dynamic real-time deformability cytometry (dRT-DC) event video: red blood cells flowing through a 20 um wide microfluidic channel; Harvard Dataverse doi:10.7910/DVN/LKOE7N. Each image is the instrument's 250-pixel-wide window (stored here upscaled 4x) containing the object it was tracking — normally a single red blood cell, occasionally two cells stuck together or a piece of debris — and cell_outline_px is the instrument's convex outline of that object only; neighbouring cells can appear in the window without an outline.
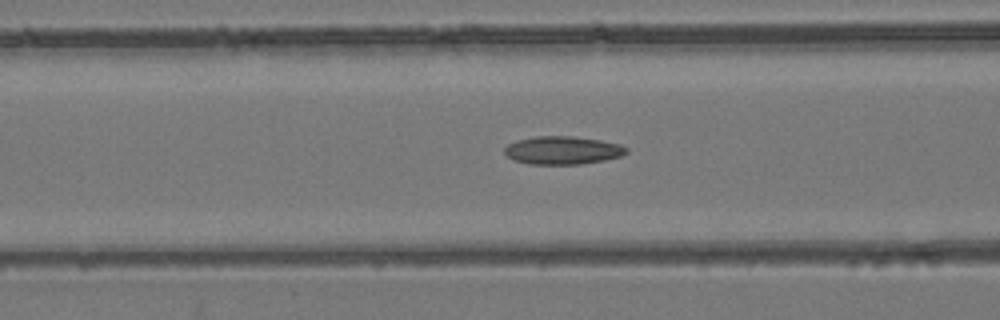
{"species": "common noctule bat (a hibernating species)", "species_latin": "Nyctalus noctula", "temperature_condition": "room temperature", "stored_images_in_passage": 55, "camera_frame_rate_fps": 3000, "um_per_image_px": 0.085, "animal": {"sex": "female", "body_mass_g": 24.6, "forearm_length_mm": 56.2}, "frame": {"image": 1, "passage_image": 22, "time_ms": 7.0, "image_size_px": [1000, 320], "cell_outline_px": [[628, 152], [620, 156], [604, 160], [580, 164], [528, 164], [512, 160], [504, 152], [504, 148], [508, 144], [516, 140], [536, 136], [572, 136], [600, 140], [620, 144], [628, 148]], "centroid_in_image_um": [47.8, 12.77], "position_along_channel_um": 118.8, "area_um2": 20.0}}
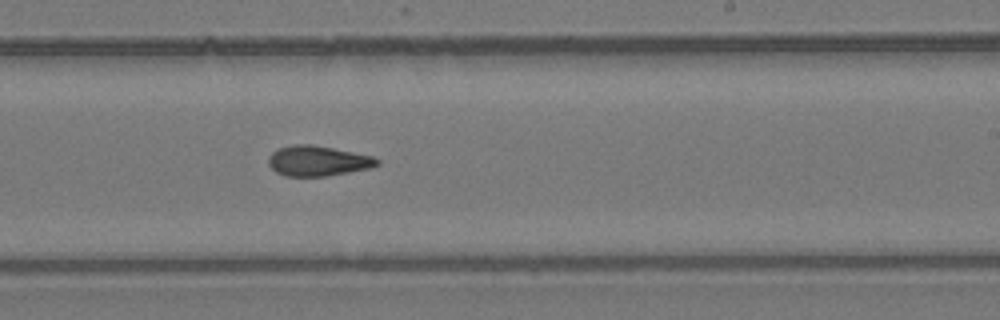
{"frame": {"image": 2, "passage_image": 33, "time_ms": 10.667, "image_size_px": [1000, 320], "cell_outline_px": [[380, 164], [372, 168], [328, 176], [284, 176], [276, 172], [268, 164], [268, 156], [276, 148], [292, 144], [312, 144], [372, 156], [380, 160]], "centroid_in_image_um": [27.0, 13.67], "position_along_channel_um": 262.0, "area_um2": 19.36}}
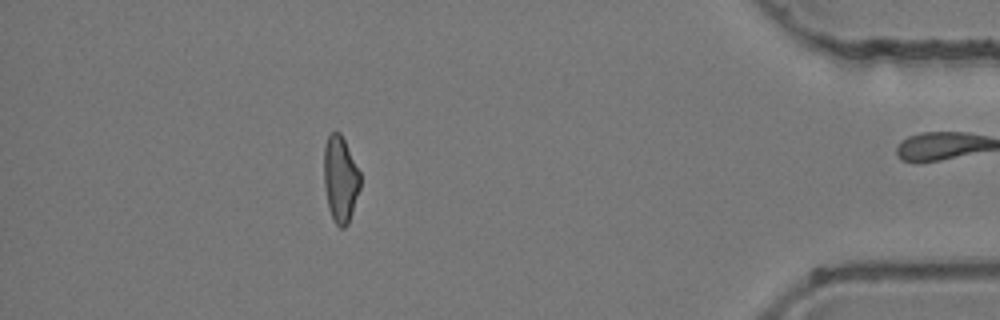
{"frame": {"image": 3, "passage_image": 48, "time_ms": 15.667, "image_size_px": [1000, 320], "cell_outline_px": [[360, 188], [348, 224], [344, 228], [340, 228], [332, 220], [328, 208], [324, 184], [324, 148], [328, 136], [332, 132], [340, 132], [360, 172]], "centroid_in_image_um": [28.92, 15.26], "position_along_channel_um": 406.3, "area_um2": 18.21}, "authors_computed_cell_mechanics": {"area_um2": 19.1896, "velocity_mm_per_s": 3.9121, "shape_relaxation_time_tau1_ms": null, "shape_relaxation_time_tau2_ms": 3.4463, "deformation_change_tau1": null, "deformation_change_tau2": 0.1198}}